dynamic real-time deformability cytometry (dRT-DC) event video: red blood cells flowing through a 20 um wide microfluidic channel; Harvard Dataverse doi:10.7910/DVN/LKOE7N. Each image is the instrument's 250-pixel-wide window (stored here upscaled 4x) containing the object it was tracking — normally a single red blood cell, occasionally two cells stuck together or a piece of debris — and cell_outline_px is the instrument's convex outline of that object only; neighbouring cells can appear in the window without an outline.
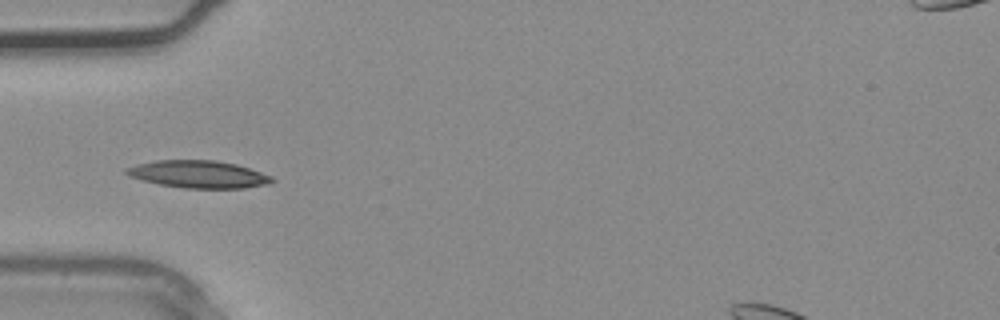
{"species": "common noctule bat (a hibernating species)", "species_latin": "Nyctalus noctula", "temperature_condition": "warm", "stored_images_in_passage": 36, "camera_frame_rate_fps": 3000, "um_per_image_px": 0.085, "animal": {"sex": "male", "body_mass_g": 20.4}, "frame": {"image": 1, "passage_image": 11, "time_ms": 3.333, "image_size_px": [1000, 320], "cell_outline_px": [[276, 180], [268, 184], [244, 188], [184, 188], [160, 184], [128, 176], [124, 172], [124, 168], [136, 164], [156, 160], [216, 160], [236, 164], [272, 176]], "centroid_in_image_um": [16.85, 14.81], "position_along_channel_um": 68.1, "area_um2": 23.24}}